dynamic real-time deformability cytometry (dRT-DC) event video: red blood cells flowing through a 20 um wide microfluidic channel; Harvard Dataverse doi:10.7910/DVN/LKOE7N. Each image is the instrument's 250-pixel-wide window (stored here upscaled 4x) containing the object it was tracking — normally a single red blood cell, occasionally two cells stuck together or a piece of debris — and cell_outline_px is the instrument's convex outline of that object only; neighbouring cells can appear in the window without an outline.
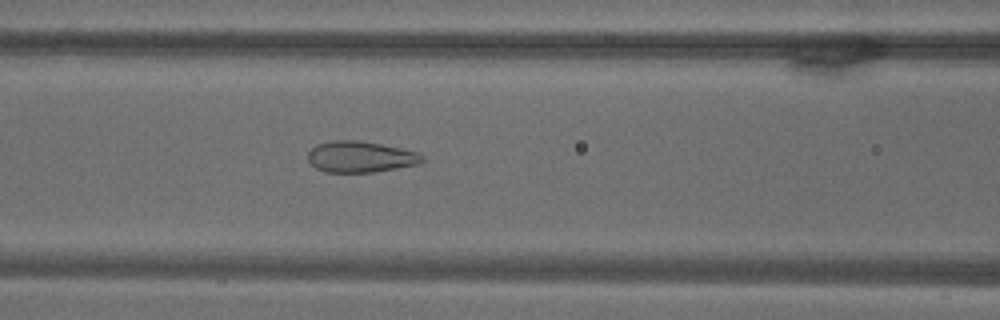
{"species": "common noctule bat (a hibernating species)", "species_latin": "Nyctalus noctula", "temperature_condition": "warm", "stored_images_in_passage": 70, "camera_frame_rate_fps": 3000, "um_per_image_px": 0.085, "animal": {"sex": "male", "body_mass_g": 18.8}, "frame": {"image": 1, "passage_image": 30, "time_ms": 9.667, "image_size_px": [1000, 320], "cell_outline_px": [[424, 160], [420, 164], [372, 172], [324, 172], [316, 168], [308, 160], [308, 152], [316, 144], [332, 140], [360, 140], [400, 148], [416, 152], [424, 156]], "centroid_in_image_um": [30.62, 13.32], "position_along_channel_um": 136.0, "area_um2": 20.75}}
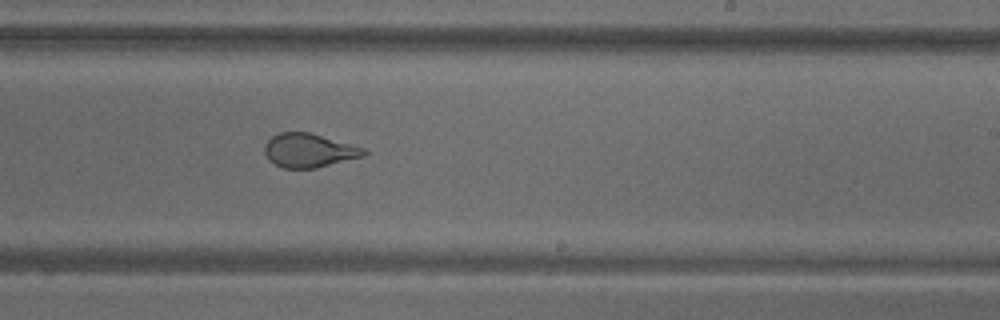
{"frame": {"image": 2, "passage_image": 43, "time_ms": 14.0, "image_size_px": [1000, 320], "cell_outline_px": [[368, 152], [364, 156], [316, 168], [284, 168], [268, 160], [264, 152], [264, 144], [272, 136], [280, 132], [308, 132], [364, 148]], "centroid_in_image_um": [26.23, 12.79], "position_along_channel_um": 262.8, "area_um2": 19.42}}
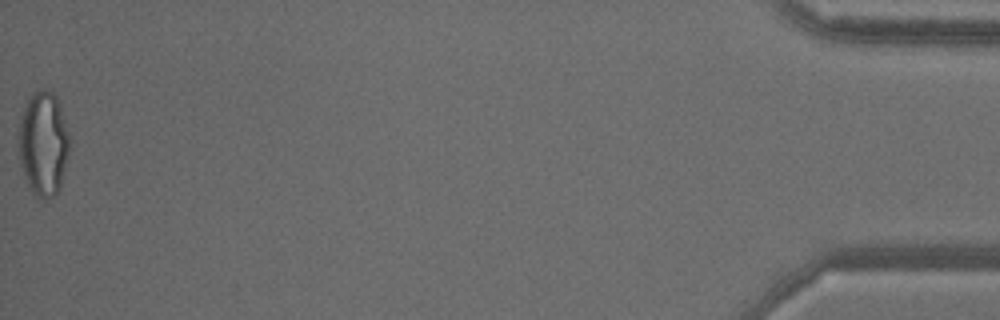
{"frame": {"image": 3, "passage_image": 70, "time_ms": 23.0, "image_size_px": [1000, 320], "cell_outline_px": [[68, 156], [60, 188], [48, 200], [36, 200], [28, 188], [20, 164], [16, 148], [20, 116], [32, 92], [40, 88], [52, 88], [60, 104], [68, 132]], "centroid_in_image_um": [3.64, 12.22], "position_along_channel_um": 431.6, "area_um2": 31.96}}